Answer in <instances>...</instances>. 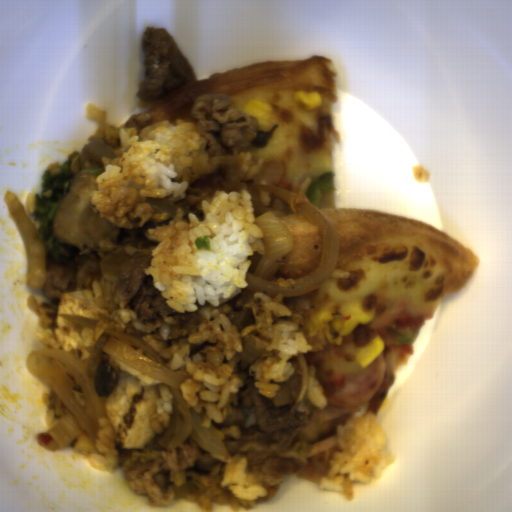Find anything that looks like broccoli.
I'll return each mask as SVG.
<instances>
[{
  "mask_svg": "<svg viewBox=\"0 0 512 512\" xmlns=\"http://www.w3.org/2000/svg\"><path fill=\"white\" fill-rule=\"evenodd\" d=\"M75 157H67L59 166L42 172L40 189L34 198V211L30 218L42 241L46 260L65 264L80 256V248L56 239L53 221L58 207L66 196L69 183L77 173H73Z\"/></svg>",
  "mask_w": 512,
  "mask_h": 512,
  "instance_id": "obj_1",
  "label": "broccoli"
}]
</instances>
